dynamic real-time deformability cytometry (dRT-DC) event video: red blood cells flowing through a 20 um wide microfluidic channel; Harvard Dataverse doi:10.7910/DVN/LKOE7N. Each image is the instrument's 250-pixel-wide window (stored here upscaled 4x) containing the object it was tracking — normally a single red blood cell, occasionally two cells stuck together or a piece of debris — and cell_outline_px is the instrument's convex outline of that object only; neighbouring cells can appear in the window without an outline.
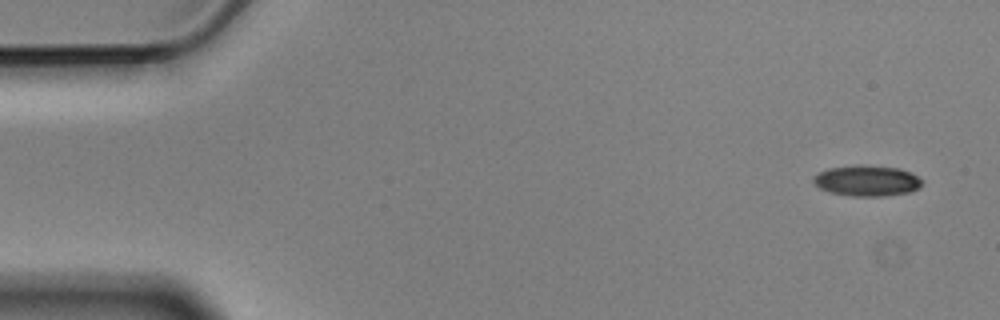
{"species": "Egyptian fruit bat (a non-hibernating species)", "species_latin": "Rousettus aegyptiacus", "temperature_condition": "cold", "stored_images_in_passage": 5, "segment_of_instrument_passage": [1, 2], "camera_frame_rate_fps": 3000, "um_per_image_px": 0.085, "animal": {"sex": "male"}, "frame": {"image": 1, "passage_image": 1, "time_ms": 0.0, "image_size_px": [1000, 320], "cell_outline_px": [[924, 180], [920, 188], [908, 192], [880, 196], [852, 196], [832, 192], [820, 188], [812, 180], [812, 176], [828, 168], [860, 164], [900, 168]], "centroid_in_image_um": [73.69, 15.35], "position_along_channel_um": 11.3, "area_um2": 19.42}}